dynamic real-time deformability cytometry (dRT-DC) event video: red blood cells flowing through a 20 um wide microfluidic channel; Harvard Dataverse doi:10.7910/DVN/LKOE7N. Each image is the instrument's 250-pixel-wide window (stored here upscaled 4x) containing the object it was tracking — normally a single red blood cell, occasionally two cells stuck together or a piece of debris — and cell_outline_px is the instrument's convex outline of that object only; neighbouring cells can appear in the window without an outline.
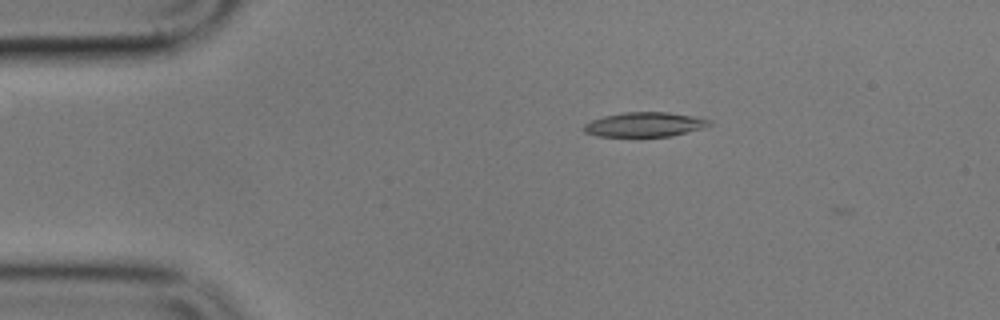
{"species": "common noctule bat (a hibernating species)", "species_latin": "Nyctalus noctula", "temperature_condition": "cold", "stored_images_in_passage": 3, "camera_frame_rate_fps": 3000, "um_per_image_px": 0.085, "animal": {"sex": "male", "body_mass_g": 17.9}, "frame": {"image": 1, "passage_image": 1, "time_ms": 0.0, "image_size_px": [1000, 320], "cell_outline_px": [[712, 124], [700, 128], [672, 136], [596, 136], [584, 132], [584, 124], [592, 120], [604, 116], [624, 112], [668, 112], [700, 116], [712, 120]], "centroid_in_image_um": [54.83, 10.57], "position_along_channel_um": 30.2, "area_um2": 17.98}}